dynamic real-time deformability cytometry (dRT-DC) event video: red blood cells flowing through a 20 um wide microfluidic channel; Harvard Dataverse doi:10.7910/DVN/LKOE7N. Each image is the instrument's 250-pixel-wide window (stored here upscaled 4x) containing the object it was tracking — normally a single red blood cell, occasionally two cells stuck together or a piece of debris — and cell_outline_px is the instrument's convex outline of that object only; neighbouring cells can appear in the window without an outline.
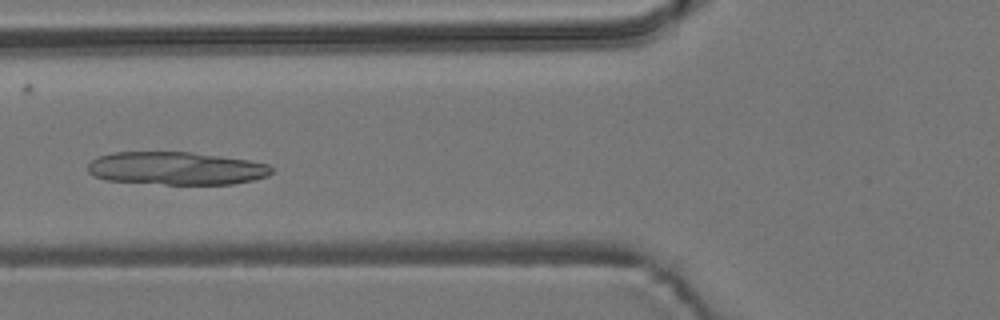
{"species": "common noctule bat (a hibernating species)", "species_latin": "Nyctalus noctula", "temperature_condition": "room temperature", "stored_images_in_passage": 55, "camera_frame_rate_fps": 3000, "um_per_image_px": 0.085, "animal": {"sex": "male", "body_mass_g": 19.2, "forearm_length_mm": 51.8}, "frame": {"image": 1, "passage_image": 21, "time_ms": 6.667, "image_size_px": [1000, 320], "cell_outline_px": [[272, 172], [268, 176], [252, 180], [232, 184], [164, 184], [108, 180], [92, 176], [88, 172], [88, 164], [92, 160], [100, 156], [112, 152], [192, 152], [248, 160], [268, 164], [272, 168]], "centroid_in_image_um": [14.97, 14.31], "position_along_channel_um": 110.8, "area_um2": 35.2}}
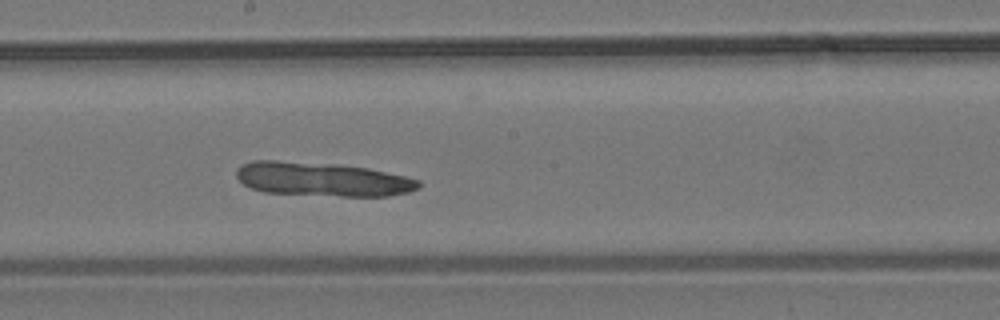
{"frame": {"image": 2, "passage_image": 30, "time_ms": 9.667, "image_size_px": [1000, 320], "cell_outline_px": [[420, 188], [408, 192], [388, 196], [340, 196], [264, 192], [252, 188], [244, 184], [236, 176], [236, 168], [240, 164], [252, 160], [276, 160], [336, 164], [368, 168], [404, 176], [420, 180]], "centroid_in_image_um": [27.37, 15.23], "position_along_channel_um": 220.8, "area_um2": 36.13}}
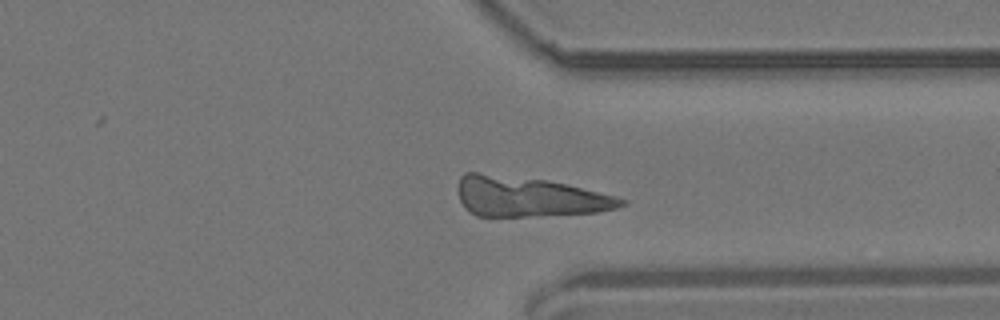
{"frame": {"image": 3, "passage_image": 42, "time_ms": 13.667, "image_size_px": [1000, 320], "cell_outline_px": [[624, 204], [616, 208], [596, 212], [524, 216], [476, 216], [468, 212], [464, 208], [460, 200], [456, 188], [460, 176], [464, 172], [476, 172], [548, 180], [568, 184], [616, 196], [624, 200]], "centroid_in_image_um": [44.86, 16.71], "position_along_channel_um": 366.5, "area_um2": 38.03}}